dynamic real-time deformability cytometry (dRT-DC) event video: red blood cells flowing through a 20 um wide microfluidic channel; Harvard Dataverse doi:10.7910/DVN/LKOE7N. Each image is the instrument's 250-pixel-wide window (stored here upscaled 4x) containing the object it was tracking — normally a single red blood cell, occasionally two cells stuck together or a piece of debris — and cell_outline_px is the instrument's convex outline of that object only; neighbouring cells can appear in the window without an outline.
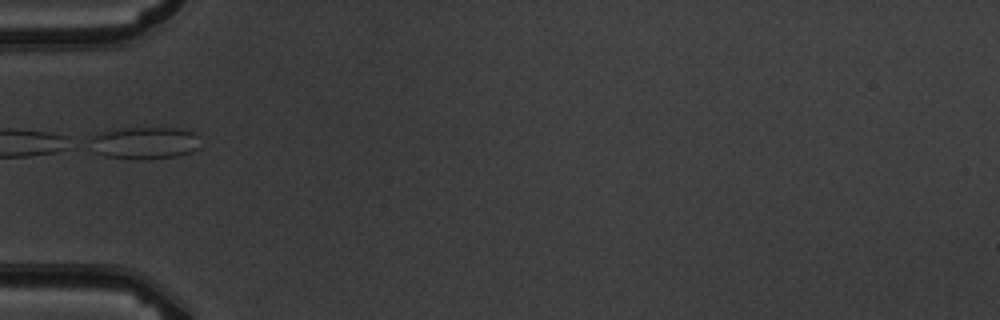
{"species": "common noctule bat (a hibernating species)", "species_latin": "Nyctalus noctula", "temperature_condition": "warm", "stored_images_in_passage": 5, "segment_of_instrument_passage": [2, 2], "camera_frame_rate_fps": 3000, "um_per_image_px": 0.085, "animal": {"sex": "male", "body_mass_g": 19.5, "forearm_length_mm": 54.6}, "frame": {"image": 1, "passage_image": 5, "time_ms": 5.333, "image_size_px": [1000, 320], "cell_outline_px": [[200, 136], [196, 148], [192, 152], [176, 156], [144, 160], [136, 160], [104, 156], [96, 152], [88, 140], [92, 136], [100, 132], [124, 128], [180, 128], [196, 132]], "centroid_in_image_um": [12.3, 12.15], "position_along_channel_um": 72.7, "area_um2": 20.92}}